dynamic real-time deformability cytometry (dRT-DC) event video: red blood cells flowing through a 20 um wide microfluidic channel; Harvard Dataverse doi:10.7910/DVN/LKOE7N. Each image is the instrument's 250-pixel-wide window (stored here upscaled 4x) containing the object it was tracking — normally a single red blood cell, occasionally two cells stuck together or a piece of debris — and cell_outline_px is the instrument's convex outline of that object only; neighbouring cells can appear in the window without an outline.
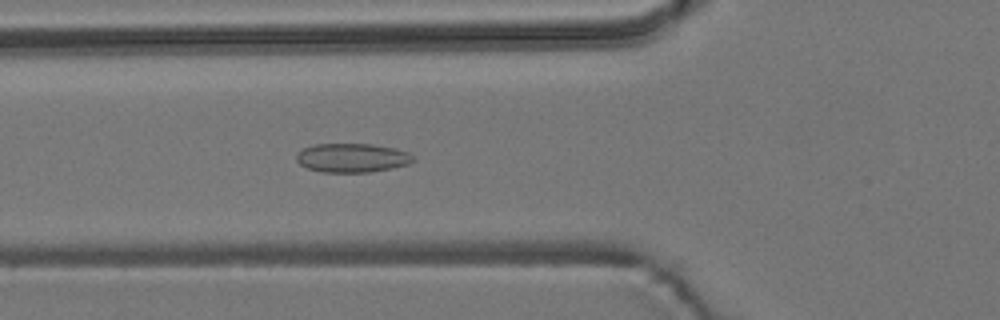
{"species": "common noctule bat (a hibernating species)", "species_latin": "Nyctalus noctula", "temperature_condition": "room temperature", "stored_images_in_passage": 4, "camera_frame_rate_fps": 3000, "um_per_image_px": 0.085, "animal": {"sex": "male", "body_mass_g": 19.2, "forearm_length_mm": 51.8}, "frame": {"image": 1, "passage_image": 4, "time_ms": 4.333, "image_size_px": [1000, 320], "cell_outline_px": [[416, 160], [408, 164], [392, 168], [368, 172], [320, 172], [308, 168], [300, 164], [296, 160], [296, 156], [304, 148], [316, 144], [372, 144], [396, 148], [408, 152]], "centroid_in_image_um": [29.95, 13.41], "position_along_channel_um": 95.8, "area_um2": 19.65}}